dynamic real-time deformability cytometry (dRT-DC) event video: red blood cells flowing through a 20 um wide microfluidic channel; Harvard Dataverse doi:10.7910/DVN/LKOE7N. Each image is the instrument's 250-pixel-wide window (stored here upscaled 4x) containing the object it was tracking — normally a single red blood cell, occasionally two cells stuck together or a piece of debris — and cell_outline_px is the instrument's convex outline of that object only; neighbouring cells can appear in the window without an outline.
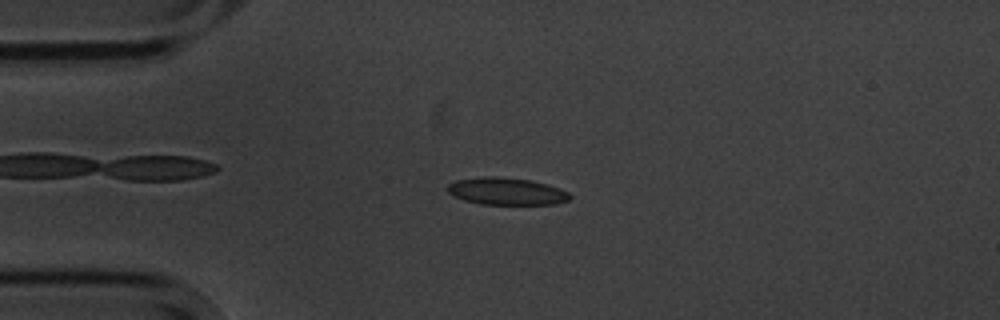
{"species": "common noctule bat (a hibernating species)", "species_latin": "Nyctalus noctula", "temperature_condition": "cold", "stored_images_in_passage": 4, "camera_frame_rate_fps": 3000, "um_per_image_px": 0.085, "animal": {"sex": "male", "body_mass_g": 20.1, "forearm_length_mm": 53.5}, "frame": {"image": 1, "passage_image": 3, "time_ms": 2.667, "image_size_px": [1000, 320], "cell_outline_px": [[572, 196], [568, 200], [556, 204], [480, 204], [464, 200], [448, 192], [448, 184], [456, 180], [492, 176], [496, 176], [532, 180], [548, 184], [560, 188], [568, 192]], "centroid_in_image_um": [43.1, 16.26], "position_along_channel_um": 41.9, "area_um2": 19.31}}